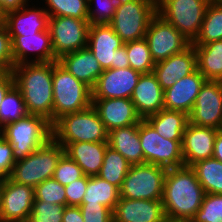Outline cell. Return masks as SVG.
Returning <instances> with one entry per match:
<instances>
[{
	"label": "cell",
	"instance_id": "6da1fadb",
	"mask_svg": "<svg viewBox=\"0 0 222 222\" xmlns=\"http://www.w3.org/2000/svg\"><path fill=\"white\" fill-rule=\"evenodd\" d=\"M28 114L39 115L53 125V62H28L12 69Z\"/></svg>",
	"mask_w": 222,
	"mask_h": 222
},
{
	"label": "cell",
	"instance_id": "7a4b0ae2",
	"mask_svg": "<svg viewBox=\"0 0 222 222\" xmlns=\"http://www.w3.org/2000/svg\"><path fill=\"white\" fill-rule=\"evenodd\" d=\"M204 195L203 187L191 167L167 169L162 197L165 216L191 221L199 210Z\"/></svg>",
	"mask_w": 222,
	"mask_h": 222
},
{
	"label": "cell",
	"instance_id": "3957f363",
	"mask_svg": "<svg viewBox=\"0 0 222 222\" xmlns=\"http://www.w3.org/2000/svg\"><path fill=\"white\" fill-rule=\"evenodd\" d=\"M52 137L65 148L76 142H107L108 131L97 111L90 107L60 117L52 125Z\"/></svg>",
	"mask_w": 222,
	"mask_h": 222
},
{
	"label": "cell",
	"instance_id": "277c9868",
	"mask_svg": "<svg viewBox=\"0 0 222 222\" xmlns=\"http://www.w3.org/2000/svg\"><path fill=\"white\" fill-rule=\"evenodd\" d=\"M0 135L11 144L13 158L17 162L52 138V125L39 115L27 114L2 127Z\"/></svg>",
	"mask_w": 222,
	"mask_h": 222
},
{
	"label": "cell",
	"instance_id": "5b68a950",
	"mask_svg": "<svg viewBox=\"0 0 222 222\" xmlns=\"http://www.w3.org/2000/svg\"><path fill=\"white\" fill-rule=\"evenodd\" d=\"M53 124L62 116L92 105V89L53 62Z\"/></svg>",
	"mask_w": 222,
	"mask_h": 222
},
{
	"label": "cell",
	"instance_id": "8992f818",
	"mask_svg": "<svg viewBox=\"0 0 222 222\" xmlns=\"http://www.w3.org/2000/svg\"><path fill=\"white\" fill-rule=\"evenodd\" d=\"M64 153V148L52 137L24 160L15 162L8 178L35 188L53 178L57 163Z\"/></svg>",
	"mask_w": 222,
	"mask_h": 222
},
{
	"label": "cell",
	"instance_id": "52a82bcc",
	"mask_svg": "<svg viewBox=\"0 0 222 222\" xmlns=\"http://www.w3.org/2000/svg\"><path fill=\"white\" fill-rule=\"evenodd\" d=\"M156 14L157 0H118L109 25L124 43L140 40Z\"/></svg>",
	"mask_w": 222,
	"mask_h": 222
},
{
	"label": "cell",
	"instance_id": "ba28073f",
	"mask_svg": "<svg viewBox=\"0 0 222 222\" xmlns=\"http://www.w3.org/2000/svg\"><path fill=\"white\" fill-rule=\"evenodd\" d=\"M212 0H157V14L191 43L198 36L207 6Z\"/></svg>",
	"mask_w": 222,
	"mask_h": 222
},
{
	"label": "cell",
	"instance_id": "9c48e42d",
	"mask_svg": "<svg viewBox=\"0 0 222 222\" xmlns=\"http://www.w3.org/2000/svg\"><path fill=\"white\" fill-rule=\"evenodd\" d=\"M167 168L150 163L131 165L121 185L120 198L162 200Z\"/></svg>",
	"mask_w": 222,
	"mask_h": 222
},
{
	"label": "cell",
	"instance_id": "30bf717a",
	"mask_svg": "<svg viewBox=\"0 0 222 222\" xmlns=\"http://www.w3.org/2000/svg\"><path fill=\"white\" fill-rule=\"evenodd\" d=\"M139 138L144 163L159 165L167 169L184 166L182 141L162 138L146 119H142L139 123Z\"/></svg>",
	"mask_w": 222,
	"mask_h": 222
},
{
	"label": "cell",
	"instance_id": "8fae6325",
	"mask_svg": "<svg viewBox=\"0 0 222 222\" xmlns=\"http://www.w3.org/2000/svg\"><path fill=\"white\" fill-rule=\"evenodd\" d=\"M90 25L88 19L50 16L48 29L55 58L86 48Z\"/></svg>",
	"mask_w": 222,
	"mask_h": 222
},
{
	"label": "cell",
	"instance_id": "7c38bea8",
	"mask_svg": "<svg viewBox=\"0 0 222 222\" xmlns=\"http://www.w3.org/2000/svg\"><path fill=\"white\" fill-rule=\"evenodd\" d=\"M145 39L155 63L182 52L191 44L172 24L158 14L151 19Z\"/></svg>",
	"mask_w": 222,
	"mask_h": 222
},
{
	"label": "cell",
	"instance_id": "4fadbf2b",
	"mask_svg": "<svg viewBox=\"0 0 222 222\" xmlns=\"http://www.w3.org/2000/svg\"><path fill=\"white\" fill-rule=\"evenodd\" d=\"M188 118L196 126L222 129V81L204 82Z\"/></svg>",
	"mask_w": 222,
	"mask_h": 222
},
{
	"label": "cell",
	"instance_id": "5bb4252c",
	"mask_svg": "<svg viewBox=\"0 0 222 222\" xmlns=\"http://www.w3.org/2000/svg\"><path fill=\"white\" fill-rule=\"evenodd\" d=\"M34 200L33 187L4 179L1 183V222H27Z\"/></svg>",
	"mask_w": 222,
	"mask_h": 222
},
{
	"label": "cell",
	"instance_id": "9a60e30c",
	"mask_svg": "<svg viewBox=\"0 0 222 222\" xmlns=\"http://www.w3.org/2000/svg\"><path fill=\"white\" fill-rule=\"evenodd\" d=\"M140 75L131 67L104 70L92 88V99H130Z\"/></svg>",
	"mask_w": 222,
	"mask_h": 222
},
{
	"label": "cell",
	"instance_id": "2e32d148",
	"mask_svg": "<svg viewBox=\"0 0 222 222\" xmlns=\"http://www.w3.org/2000/svg\"><path fill=\"white\" fill-rule=\"evenodd\" d=\"M14 66L30 62H55L49 29L29 36H10ZM35 51V52H34ZM31 52L36 53L30 54ZM30 56V57H29ZM29 59V60H28ZM31 59V60H30Z\"/></svg>",
	"mask_w": 222,
	"mask_h": 222
},
{
	"label": "cell",
	"instance_id": "e0dca14e",
	"mask_svg": "<svg viewBox=\"0 0 222 222\" xmlns=\"http://www.w3.org/2000/svg\"><path fill=\"white\" fill-rule=\"evenodd\" d=\"M92 106L108 132L138 124L142 120L129 98L92 99Z\"/></svg>",
	"mask_w": 222,
	"mask_h": 222
},
{
	"label": "cell",
	"instance_id": "ac0fdd59",
	"mask_svg": "<svg viewBox=\"0 0 222 222\" xmlns=\"http://www.w3.org/2000/svg\"><path fill=\"white\" fill-rule=\"evenodd\" d=\"M217 133L218 129L188 123L181 144L184 166L191 167L200 160L212 158Z\"/></svg>",
	"mask_w": 222,
	"mask_h": 222
},
{
	"label": "cell",
	"instance_id": "d6986e66",
	"mask_svg": "<svg viewBox=\"0 0 222 222\" xmlns=\"http://www.w3.org/2000/svg\"><path fill=\"white\" fill-rule=\"evenodd\" d=\"M205 81L198 69L176 81L173 86L164 90V109L189 114Z\"/></svg>",
	"mask_w": 222,
	"mask_h": 222
},
{
	"label": "cell",
	"instance_id": "ffe728a7",
	"mask_svg": "<svg viewBox=\"0 0 222 222\" xmlns=\"http://www.w3.org/2000/svg\"><path fill=\"white\" fill-rule=\"evenodd\" d=\"M197 69V54L190 44L180 53L155 63L153 73L163 90L173 86L176 81L193 73Z\"/></svg>",
	"mask_w": 222,
	"mask_h": 222
},
{
	"label": "cell",
	"instance_id": "44dd1931",
	"mask_svg": "<svg viewBox=\"0 0 222 222\" xmlns=\"http://www.w3.org/2000/svg\"><path fill=\"white\" fill-rule=\"evenodd\" d=\"M113 222H161L165 217L162 200L120 198L112 211Z\"/></svg>",
	"mask_w": 222,
	"mask_h": 222
},
{
	"label": "cell",
	"instance_id": "7402d4cb",
	"mask_svg": "<svg viewBox=\"0 0 222 222\" xmlns=\"http://www.w3.org/2000/svg\"><path fill=\"white\" fill-rule=\"evenodd\" d=\"M123 45L124 42L109 24L90 25L87 47L91 50L103 70L113 68L116 50Z\"/></svg>",
	"mask_w": 222,
	"mask_h": 222
},
{
	"label": "cell",
	"instance_id": "603a6c76",
	"mask_svg": "<svg viewBox=\"0 0 222 222\" xmlns=\"http://www.w3.org/2000/svg\"><path fill=\"white\" fill-rule=\"evenodd\" d=\"M163 93L164 90L153 72L140 75L130 99L141 119H146L164 109Z\"/></svg>",
	"mask_w": 222,
	"mask_h": 222
},
{
	"label": "cell",
	"instance_id": "cb8c5ba5",
	"mask_svg": "<svg viewBox=\"0 0 222 222\" xmlns=\"http://www.w3.org/2000/svg\"><path fill=\"white\" fill-rule=\"evenodd\" d=\"M29 6L5 14L4 24L10 36H29L48 30L50 16L47 11Z\"/></svg>",
	"mask_w": 222,
	"mask_h": 222
},
{
	"label": "cell",
	"instance_id": "d4e9b609",
	"mask_svg": "<svg viewBox=\"0 0 222 222\" xmlns=\"http://www.w3.org/2000/svg\"><path fill=\"white\" fill-rule=\"evenodd\" d=\"M57 62L91 89L99 76L104 72L88 47L67 53L57 59Z\"/></svg>",
	"mask_w": 222,
	"mask_h": 222
},
{
	"label": "cell",
	"instance_id": "484cf974",
	"mask_svg": "<svg viewBox=\"0 0 222 222\" xmlns=\"http://www.w3.org/2000/svg\"><path fill=\"white\" fill-rule=\"evenodd\" d=\"M108 142H76L65 148L68 155L86 176H97L103 164Z\"/></svg>",
	"mask_w": 222,
	"mask_h": 222
},
{
	"label": "cell",
	"instance_id": "4316f807",
	"mask_svg": "<svg viewBox=\"0 0 222 222\" xmlns=\"http://www.w3.org/2000/svg\"><path fill=\"white\" fill-rule=\"evenodd\" d=\"M108 145L119 152L131 165L144 163L139 138V123L115 128L108 132Z\"/></svg>",
	"mask_w": 222,
	"mask_h": 222
},
{
	"label": "cell",
	"instance_id": "83f0119b",
	"mask_svg": "<svg viewBox=\"0 0 222 222\" xmlns=\"http://www.w3.org/2000/svg\"><path fill=\"white\" fill-rule=\"evenodd\" d=\"M146 120L162 138L175 141L183 140L184 130L189 123L187 113L166 109L147 117Z\"/></svg>",
	"mask_w": 222,
	"mask_h": 222
},
{
	"label": "cell",
	"instance_id": "f1b7e54d",
	"mask_svg": "<svg viewBox=\"0 0 222 222\" xmlns=\"http://www.w3.org/2000/svg\"><path fill=\"white\" fill-rule=\"evenodd\" d=\"M193 46L197 54L198 71L206 80L222 81V40Z\"/></svg>",
	"mask_w": 222,
	"mask_h": 222
},
{
	"label": "cell",
	"instance_id": "f546056e",
	"mask_svg": "<svg viewBox=\"0 0 222 222\" xmlns=\"http://www.w3.org/2000/svg\"><path fill=\"white\" fill-rule=\"evenodd\" d=\"M119 199L120 190L118 187L110 184L99 176H89L82 204L100 203L113 211Z\"/></svg>",
	"mask_w": 222,
	"mask_h": 222
},
{
	"label": "cell",
	"instance_id": "4dcf8cb0",
	"mask_svg": "<svg viewBox=\"0 0 222 222\" xmlns=\"http://www.w3.org/2000/svg\"><path fill=\"white\" fill-rule=\"evenodd\" d=\"M191 168L205 193L222 194V162L215 158L200 160Z\"/></svg>",
	"mask_w": 222,
	"mask_h": 222
},
{
	"label": "cell",
	"instance_id": "1f68e13d",
	"mask_svg": "<svg viewBox=\"0 0 222 222\" xmlns=\"http://www.w3.org/2000/svg\"><path fill=\"white\" fill-rule=\"evenodd\" d=\"M222 40V6L212 0L206 8L200 32L192 45H205Z\"/></svg>",
	"mask_w": 222,
	"mask_h": 222
},
{
	"label": "cell",
	"instance_id": "d6a6232c",
	"mask_svg": "<svg viewBox=\"0 0 222 222\" xmlns=\"http://www.w3.org/2000/svg\"><path fill=\"white\" fill-rule=\"evenodd\" d=\"M130 166L131 164L119 152L108 145L97 176L120 189Z\"/></svg>",
	"mask_w": 222,
	"mask_h": 222
},
{
	"label": "cell",
	"instance_id": "836d02e7",
	"mask_svg": "<svg viewBox=\"0 0 222 222\" xmlns=\"http://www.w3.org/2000/svg\"><path fill=\"white\" fill-rule=\"evenodd\" d=\"M130 67L140 74L151 73L155 62L152 59L148 42L145 38L124 43Z\"/></svg>",
	"mask_w": 222,
	"mask_h": 222
},
{
	"label": "cell",
	"instance_id": "e575fe53",
	"mask_svg": "<svg viewBox=\"0 0 222 222\" xmlns=\"http://www.w3.org/2000/svg\"><path fill=\"white\" fill-rule=\"evenodd\" d=\"M21 91L14 85L0 104V129L6 124L19 120L27 115Z\"/></svg>",
	"mask_w": 222,
	"mask_h": 222
},
{
	"label": "cell",
	"instance_id": "d590c367",
	"mask_svg": "<svg viewBox=\"0 0 222 222\" xmlns=\"http://www.w3.org/2000/svg\"><path fill=\"white\" fill-rule=\"evenodd\" d=\"M49 16H69L88 19V0H45Z\"/></svg>",
	"mask_w": 222,
	"mask_h": 222
},
{
	"label": "cell",
	"instance_id": "8d00e7d4",
	"mask_svg": "<svg viewBox=\"0 0 222 222\" xmlns=\"http://www.w3.org/2000/svg\"><path fill=\"white\" fill-rule=\"evenodd\" d=\"M65 186L49 178L34 188L35 200L67 206Z\"/></svg>",
	"mask_w": 222,
	"mask_h": 222
},
{
	"label": "cell",
	"instance_id": "74e56055",
	"mask_svg": "<svg viewBox=\"0 0 222 222\" xmlns=\"http://www.w3.org/2000/svg\"><path fill=\"white\" fill-rule=\"evenodd\" d=\"M191 222H222V194L205 193Z\"/></svg>",
	"mask_w": 222,
	"mask_h": 222
},
{
	"label": "cell",
	"instance_id": "f35d334b",
	"mask_svg": "<svg viewBox=\"0 0 222 222\" xmlns=\"http://www.w3.org/2000/svg\"><path fill=\"white\" fill-rule=\"evenodd\" d=\"M65 206L34 201L27 222H62Z\"/></svg>",
	"mask_w": 222,
	"mask_h": 222
},
{
	"label": "cell",
	"instance_id": "ab89813d",
	"mask_svg": "<svg viewBox=\"0 0 222 222\" xmlns=\"http://www.w3.org/2000/svg\"><path fill=\"white\" fill-rule=\"evenodd\" d=\"M93 3L97 6H92ZM117 3L118 0H88L89 23L91 25L109 24L116 11Z\"/></svg>",
	"mask_w": 222,
	"mask_h": 222
},
{
	"label": "cell",
	"instance_id": "60d3db41",
	"mask_svg": "<svg viewBox=\"0 0 222 222\" xmlns=\"http://www.w3.org/2000/svg\"><path fill=\"white\" fill-rule=\"evenodd\" d=\"M84 173L82 169L65 153L57 163L53 178L61 185L66 186L82 178Z\"/></svg>",
	"mask_w": 222,
	"mask_h": 222
},
{
	"label": "cell",
	"instance_id": "b9f144b4",
	"mask_svg": "<svg viewBox=\"0 0 222 222\" xmlns=\"http://www.w3.org/2000/svg\"><path fill=\"white\" fill-rule=\"evenodd\" d=\"M14 60L11 37L4 23H0V72H12Z\"/></svg>",
	"mask_w": 222,
	"mask_h": 222
},
{
	"label": "cell",
	"instance_id": "7bdbcfd3",
	"mask_svg": "<svg viewBox=\"0 0 222 222\" xmlns=\"http://www.w3.org/2000/svg\"><path fill=\"white\" fill-rule=\"evenodd\" d=\"M84 222H113L112 210L97 204H81L79 206Z\"/></svg>",
	"mask_w": 222,
	"mask_h": 222
},
{
	"label": "cell",
	"instance_id": "ee69618b",
	"mask_svg": "<svg viewBox=\"0 0 222 222\" xmlns=\"http://www.w3.org/2000/svg\"><path fill=\"white\" fill-rule=\"evenodd\" d=\"M89 176L82 178L65 186L67 206H80L86 193Z\"/></svg>",
	"mask_w": 222,
	"mask_h": 222
},
{
	"label": "cell",
	"instance_id": "f6af8a7d",
	"mask_svg": "<svg viewBox=\"0 0 222 222\" xmlns=\"http://www.w3.org/2000/svg\"><path fill=\"white\" fill-rule=\"evenodd\" d=\"M15 164L11 144L0 135V180L9 177Z\"/></svg>",
	"mask_w": 222,
	"mask_h": 222
},
{
	"label": "cell",
	"instance_id": "bcb514c9",
	"mask_svg": "<svg viewBox=\"0 0 222 222\" xmlns=\"http://www.w3.org/2000/svg\"><path fill=\"white\" fill-rule=\"evenodd\" d=\"M15 85L12 72H0V104L6 93Z\"/></svg>",
	"mask_w": 222,
	"mask_h": 222
},
{
	"label": "cell",
	"instance_id": "7dc6e473",
	"mask_svg": "<svg viewBox=\"0 0 222 222\" xmlns=\"http://www.w3.org/2000/svg\"><path fill=\"white\" fill-rule=\"evenodd\" d=\"M62 222H84L79 206H65Z\"/></svg>",
	"mask_w": 222,
	"mask_h": 222
},
{
	"label": "cell",
	"instance_id": "c3c4849f",
	"mask_svg": "<svg viewBox=\"0 0 222 222\" xmlns=\"http://www.w3.org/2000/svg\"><path fill=\"white\" fill-rule=\"evenodd\" d=\"M28 1L29 0H0V7L4 14H7L28 5Z\"/></svg>",
	"mask_w": 222,
	"mask_h": 222
},
{
	"label": "cell",
	"instance_id": "681fc988",
	"mask_svg": "<svg viewBox=\"0 0 222 222\" xmlns=\"http://www.w3.org/2000/svg\"><path fill=\"white\" fill-rule=\"evenodd\" d=\"M130 67L127 55V48L123 45L120 49L116 50L115 63L113 68H127Z\"/></svg>",
	"mask_w": 222,
	"mask_h": 222
},
{
	"label": "cell",
	"instance_id": "f907efd6",
	"mask_svg": "<svg viewBox=\"0 0 222 222\" xmlns=\"http://www.w3.org/2000/svg\"><path fill=\"white\" fill-rule=\"evenodd\" d=\"M213 158L222 162V129L218 130L215 137Z\"/></svg>",
	"mask_w": 222,
	"mask_h": 222
},
{
	"label": "cell",
	"instance_id": "816d5d0a",
	"mask_svg": "<svg viewBox=\"0 0 222 222\" xmlns=\"http://www.w3.org/2000/svg\"><path fill=\"white\" fill-rule=\"evenodd\" d=\"M161 222H191V221L187 219L170 218L165 216Z\"/></svg>",
	"mask_w": 222,
	"mask_h": 222
},
{
	"label": "cell",
	"instance_id": "f5cc1de1",
	"mask_svg": "<svg viewBox=\"0 0 222 222\" xmlns=\"http://www.w3.org/2000/svg\"><path fill=\"white\" fill-rule=\"evenodd\" d=\"M4 19H5V14H4V12L1 10V7H0V23H4Z\"/></svg>",
	"mask_w": 222,
	"mask_h": 222
},
{
	"label": "cell",
	"instance_id": "db71d44e",
	"mask_svg": "<svg viewBox=\"0 0 222 222\" xmlns=\"http://www.w3.org/2000/svg\"><path fill=\"white\" fill-rule=\"evenodd\" d=\"M1 183L2 181L0 180V200H1ZM0 222H1V207H0Z\"/></svg>",
	"mask_w": 222,
	"mask_h": 222
},
{
	"label": "cell",
	"instance_id": "11a10c76",
	"mask_svg": "<svg viewBox=\"0 0 222 222\" xmlns=\"http://www.w3.org/2000/svg\"><path fill=\"white\" fill-rule=\"evenodd\" d=\"M215 1L218 2L222 6V0H215Z\"/></svg>",
	"mask_w": 222,
	"mask_h": 222
}]
</instances>
